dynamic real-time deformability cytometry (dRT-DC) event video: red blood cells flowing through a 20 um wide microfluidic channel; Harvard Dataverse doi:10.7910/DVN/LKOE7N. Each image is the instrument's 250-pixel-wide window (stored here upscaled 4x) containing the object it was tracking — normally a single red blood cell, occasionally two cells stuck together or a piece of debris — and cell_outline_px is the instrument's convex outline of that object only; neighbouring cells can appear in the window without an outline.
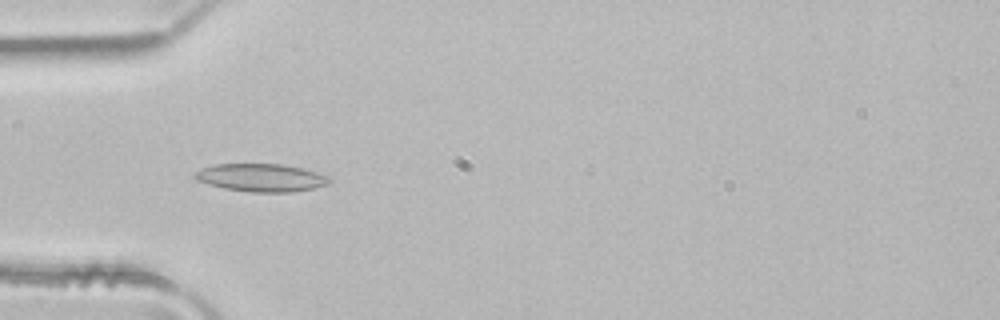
{"species": "common noctule bat (a hibernating species)", "species_latin": "Nyctalus noctula", "temperature_condition": "room temperature", "stored_images_in_passage": 6, "camera_frame_rate_fps": 3000, "um_per_image_px": 0.085, "animal": {"sex": "male", "body_mass_g": 21.5, "forearm_length_mm": 52.0}, "frame": {"image": 1, "passage_image": 4, "time_ms": 1.0, "image_size_px": [1000, 320], "cell_outline_px": [[332, 180], [328, 184], [312, 188], [292, 192], [252, 192], [224, 188], [196, 180], [192, 176], [192, 172], [200, 168], [216, 164], [280, 164], [304, 168], [328, 176]], "centroid_in_image_um": [22.17, 15.09], "position_along_channel_um": 62.8, "area_um2": 21.91}}
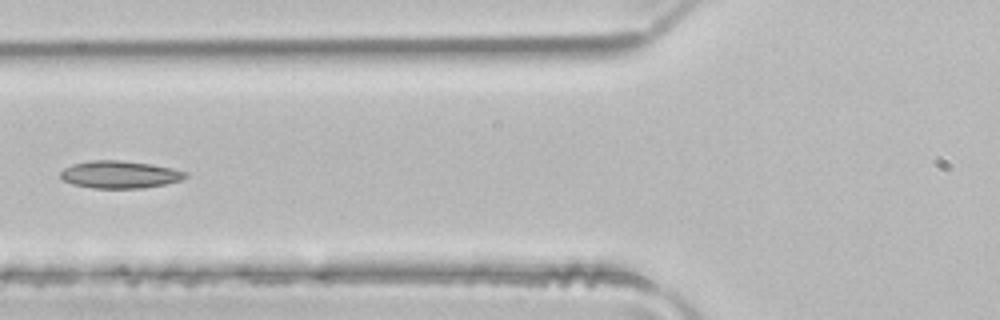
{"frame": {"image": 2, "passage_image": 5, "time_ms": 1.333, "image_size_px": [1000, 320], "cell_outline_px": [[188, 176], [180, 180], [164, 184], [144, 188], [92, 188], [72, 184], [64, 180], [60, 176], [60, 172], [64, 168], [72, 164], [92, 160], [116, 160], [152, 164], [172, 168], [188, 172]], "centroid_in_image_um": [10.18, 14.83], "position_along_channel_um": 115.6, "area_um2": 19.94}}
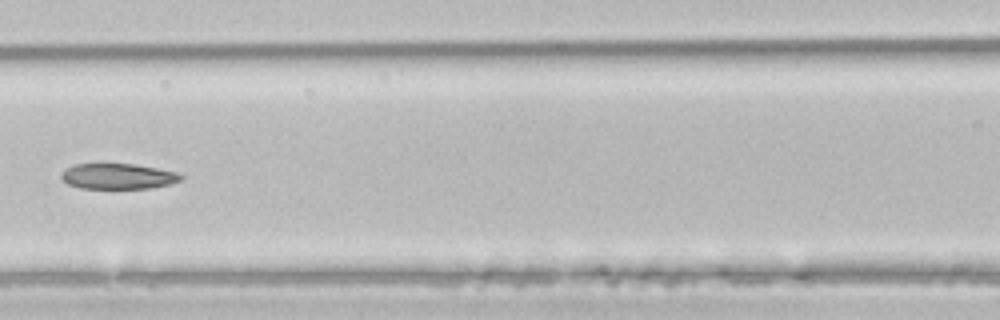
{"frame": {"image": 3, "passage_image": 6, "time_ms": 1.667, "image_size_px": [1000, 320], "cell_outline_px": [[184, 176], [180, 180], [168, 184], [152, 188], [80, 188], [68, 184], [60, 176], [60, 172], [72, 164], [136, 164], [176, 172]], "centroid_in_image_um": [9.99, 14.98], "position_along_channel_um": 156.6, "area_um2": 17.74}}